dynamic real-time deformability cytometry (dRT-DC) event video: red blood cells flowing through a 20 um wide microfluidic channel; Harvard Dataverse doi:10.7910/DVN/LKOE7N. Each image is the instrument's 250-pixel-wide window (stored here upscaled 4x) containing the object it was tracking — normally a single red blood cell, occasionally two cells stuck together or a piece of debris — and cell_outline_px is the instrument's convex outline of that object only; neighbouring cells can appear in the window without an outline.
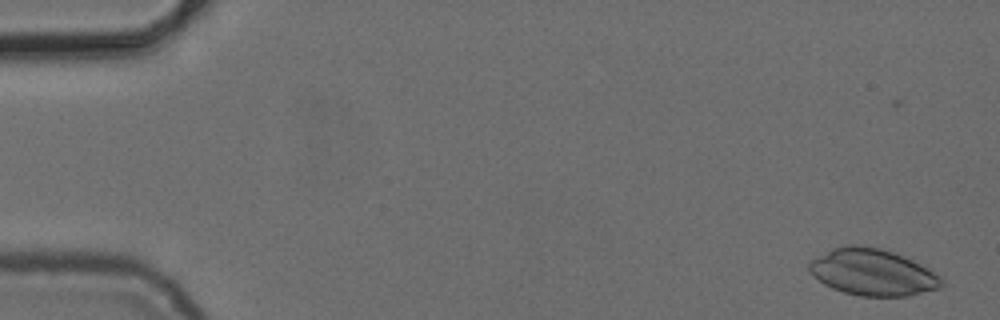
{"species": "common noctule bat (a hibernating species)", "species_latin": "Nyctalus noctula", "temperature_condition": "cold", "stored_images_in_passage": 5, "camera_frame_rate_fps": 3000, "um_per_image_px": 0.085, "animal": {"sex": "female", "body_mass_g": 24.6, "forearm_length_mm": 56.2}, "frame": {"image": 1, "passage_image": 1, "time_ms": 0.0, "image_size_px": [1000, 320], "cell_outline_px": [[944, 284], [940, 288], [908, 296], [860, 296], [844, 292], [832, 288], [824, 284], [812, 276], [808, 272], [808, 264], [812, 260], [832, 248], [848, 244], [860, 244], [880, 248], [892, 252], [912, 260], [928, 268], [940, 276], [944, 280]], "centroid_in_image_um": [74.16, 23.14], "position_along_channel_um": 10.8, "area_um2": 36.07}}